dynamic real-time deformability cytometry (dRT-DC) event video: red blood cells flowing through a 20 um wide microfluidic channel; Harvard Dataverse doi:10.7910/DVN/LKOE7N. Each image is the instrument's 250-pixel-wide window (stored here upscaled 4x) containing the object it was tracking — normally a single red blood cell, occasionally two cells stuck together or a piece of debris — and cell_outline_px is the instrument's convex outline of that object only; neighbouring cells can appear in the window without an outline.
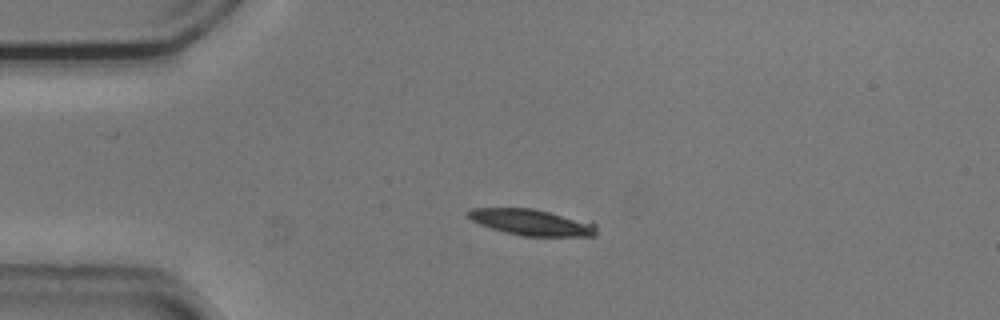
{"species": "common noctule bat (a hibernating species)", "species_latin": "Nyctalus noctula", "temperature_condition": "cold", "stored_images_in_passage": 5, "camera_frame_rate_fps": 3000, "um_per_image_px": 0.085, "animal": {"sex": "male", "body_mass_g": 20.5, "forearm_length_mm": 52.5}, "frame": {"image": 1, "passage_image": 1, "time_ms": 0.0, "image_size_px": [1000, 320], "cell_outline_px": [[596, 236], [524, 236], [504, 232], [480, 224], [472, 220], [464, 212], [472, 208], [532, 208], [592, 220], [596, 224]], "centroid_in_image_um": [45.26, 18.88], "position_along_channel_um": 39.7, "area_um2": 19.94}}